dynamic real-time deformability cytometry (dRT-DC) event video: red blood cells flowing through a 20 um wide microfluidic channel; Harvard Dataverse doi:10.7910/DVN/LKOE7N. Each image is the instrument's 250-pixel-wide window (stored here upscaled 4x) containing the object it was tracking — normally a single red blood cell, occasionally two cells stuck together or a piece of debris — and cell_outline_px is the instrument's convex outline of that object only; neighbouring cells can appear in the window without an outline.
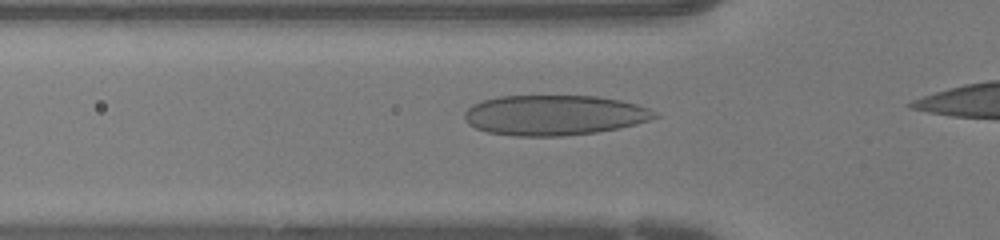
{"species": "human", "species_latin": "Homo sapiens", "temperature_condition": "warm", "stored_images_in_passage": 22, "camera_frame_rate_fps": 3000, "um_per_image_px": 0.085, "donor": {"sex": "female"}, "frame": {"image": 1, "passage_image": 9, "time_ms": 2.667, "image_size_px": [1000, 240], "cell_outline_px": [[660, 116], [636, 124], [596, 132], [560, 136], [516, 136], [488, 132], [476, 128], [468, 124], [464, 116], [464, 112], [472, 104], [496, 96], [596, 96], [620, 100], [636, 104], [648, 108], [656, 112]], "centroid_in_image_um": [47.09, 9.78], "position_along_channel_um": 78.7, "area_um2": 44.45}}
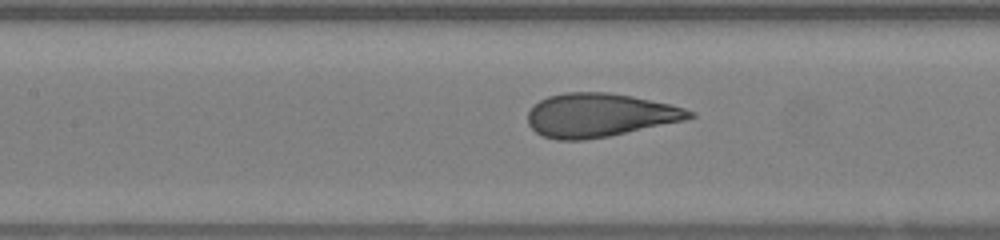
{"frame": {"image": 2, "passage_image": 14, "time_ms": 4.333, "image_size_px": [1000, 240], "cell_outline_px": [[696, 116], [684, 120], [608, 136], [584, 140], [556, 140], [544, 136], [536, 132], [528, 124], [528, 112], [540, 100], [548, 96], [564, 92], [608, 92], [632, 96], [668, 104], [684, 108], [696, 112]], "centroid_in_image_um": [50.95, 9.78], "position_along_channel_um": 156.5, "area_um2": 40.81}}
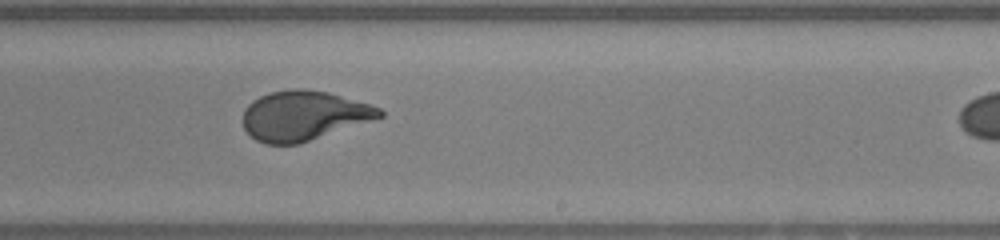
{"frame": {"image": 3, "passage_image": 21, "time_ms": 6.667, "image_size_px": [1000, 240], "cell_outline_px": [[384, 116], [300, 144], [264, 144], [256, 140], [244, 128], [244, 108], [252, 100], [260, 96], [272, 92], [292, 88], [304, 88], [328, 92], [372, 104], [380, 108], [384, 112]], "centroid_in_image_um": [25.83, 9.82], "position_along_channel_um": 263.2, "area_um2": 39.65}}